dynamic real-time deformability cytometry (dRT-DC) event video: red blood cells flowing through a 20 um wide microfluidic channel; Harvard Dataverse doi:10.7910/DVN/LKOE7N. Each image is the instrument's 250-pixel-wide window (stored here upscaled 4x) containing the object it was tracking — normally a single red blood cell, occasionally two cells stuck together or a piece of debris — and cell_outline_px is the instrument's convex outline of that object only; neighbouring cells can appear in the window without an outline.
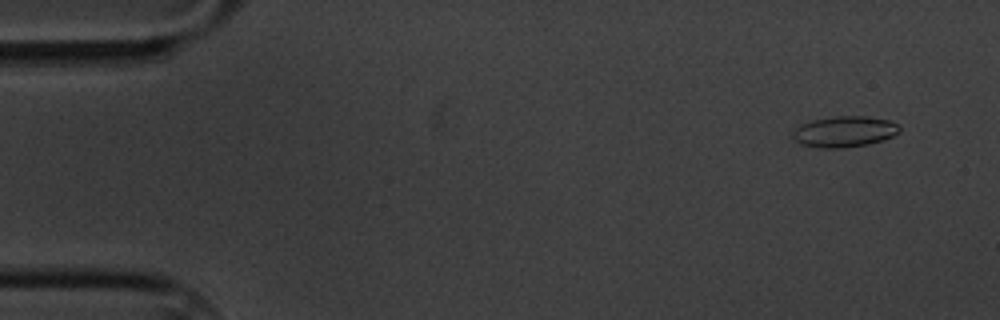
{"species": "common noctule bat (a hibernating species)", "species_latin": "Nyctalus noctula", "temperature_condition": "cold", "stored_images_in_passage": 59, "camera_frame_rate_fps": 3000, "um_per_image_px": 0.085, "animal": {"sex": "male", "body_mass_g": 20.1, "forearm_length_mm": 53.5}, "frame": {"image": 1, "passage_image": 4, "time_ms": 1.0, "image_size_px": [1000, 320], "cell_outline_px": [[900, 132], [892, 136], [868, 144], [844, 148], [820, 148], [804, 144], [788, 136], [800, 124], [812, 120], [832, 116], [868, 116], [888, 120], [900, 124]], "centroid_in_image_um": [71.76, 11.17], "position_along_channel_um": 13.2, "area_um2": 19.36}}
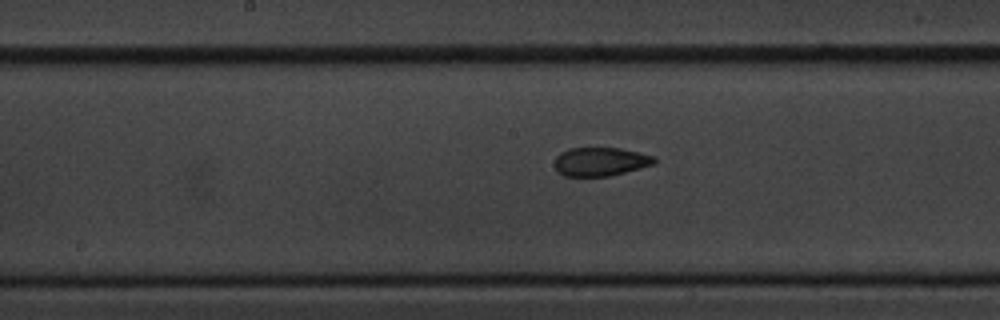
{"frame": {"image": 2, "passage_image": 30, "time_ms": 9.667, "image_size_px": [1000, 320], "cell_outline_px": [[656, 160], [652, 164], [624, 172], [608, 176], [564, 176], [556, 172], [556, 156], [560, 152], [568, 148], [620, 148], [656, 156]], "centroid_in_image_um": [51.0, 13.73], "position_along_channel_um": 197.2, "area_um2": 16.53}}
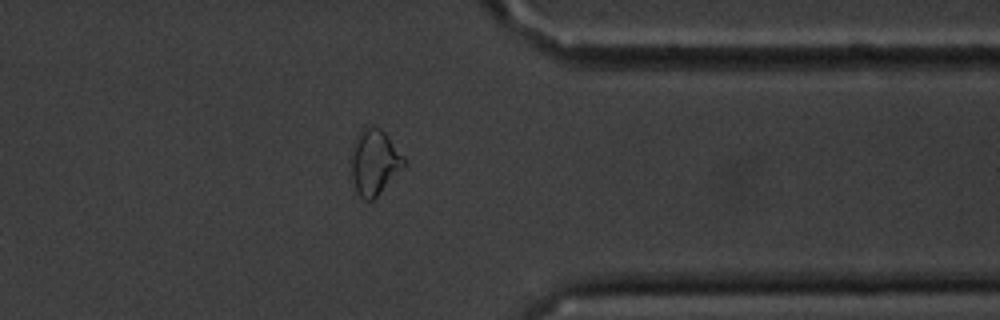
{"frame": {"image": 3, "passage_image": 47, "time_ms": 15.333, "image_size_px": [1000, 320], "cell_outline_px": [[408, 164], [372, 200], [364, 200], [356, 192], [352, 180], [352, 152], [356, 136], [360, 128], [364, 124], [372, 124], [380, 128], [388, 136], [408, 160]], "centroid_in_image_um": [31.85, 13.73], "position_along_channel_um": 379.5, "area_um2": 20.52}, "authors_computed_cell_mechanics": {"area_um2": 18.2648, "velocity_mm_per_s": 3.3579, "shape_relaxation_time_tau1_ms": null, "shape_relaxation_time_tau2_ms": 2.0817, "deformation_change_tau1": null, "deformation_change_tau2": 0.084}}